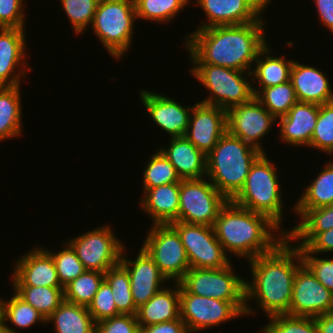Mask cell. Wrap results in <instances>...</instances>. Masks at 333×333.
I'll use <instances>...</instances> for the list:
<instances>
[{
	"label": "cell",
	"mask_w": 333,
	"mask_h": 333,
	"mask_svg": "<svg viewBox=\"0 0 333 333\" xmlns=\"http://www.w3.org/2000/svg\"><path fill=\"white\" fill-rule=\"evenodd\" d=\"M264 21L196 29L185 38L191 63H206L250 72L267 44Z\"/></svg>",
	"instance_id": "obj_1"
},
{
	"label": "cell",
	"mask_w": 333,
	"mask_h": 333,
	"mask_svg": "<svg viewBox=\"0 0 333 333\" xmlns=\"http://www.w3.org/2000/svg\"><path fill=\"white\" fill-rule=\"evenodd\" d=\"M289 242L285 237L270 253L249 260L252 282H245L246 316L255 313L248 306L252 299L268 317L289 314L295 274L303 264L300 248Z\"/></svg>",
	"instance_id": "obj_2"
},
{
	"label": "cell",
	"mask_w": 333,
	"mask_h": 333,
	"mask_svg": "<svg viewBox=\"0 0 333 333\" xmlns=\"http://www.w3.org/2000/svg\"><path fill=\"white\" fill-rule=\"evenodd\" d=\"M213 229L226 254L229 251L248 261L270 253L286 237V231L266 215L242 208L231 200L220 209Z\"/></svg>",
	"instance_id": "obj_3"
},
{
	"label": "cell",
	"mask_w": 333,
	"mask_h": 333,
	"mask_svg": "<svg viewBox=\"0 0 333 333\" xmlns=\"http://www.w3.org/2000/svg\"><path fill=\"white\" fill-rule=\"evenodd\" d=\"M263 153L227 131L206 155V177L229 201L243 188L254 162Z\"/></svg>",
	"instance_id": "obj_4"
},
{
	"label": "cell",
	"mask_w": 333,
	"mask_h": 333,
	"mask_svg": "<svg viewBox=\"0 0 333 333\" xmlns=\"http://www.w3.org/2000/svg\"><path fill=\"white\" fill-rule=\"evenodd\" d=\"M266 153L252 165L245 184L231 200L234 204L266 215L279 228L283 222V202L277 168Z\"/></svg>",
	"instance_id": "obj_5"
},
{
	"label": "cell",
	"mask_w": 333,
	"mask_h": 333,
	"mask_svg": "<svg viewBox=\"0 0 333 333\" xmlns=\"http://www.w3.org/2000/svg\"><path fill=\"white\" fill-rule=\"evenodd\" d=\"M134 0H99L91 29L114 59H120L132 44L136 21Z\"/></svg>",
	"instance_id": "obj_6"
},
{
	"label": "cell",
	"mask_w": 333,
	"mask_h": 333,
	"mask_svg": "<svg viewBox=\"0 0 333 333\" xmlns=\"http://www.w3.org/2000/svg\"><path fill=\"white\" fill-rule=\"evenodd\" d=\"M191 64L194 65L192 69H189L192 76L210 91V95L208 94L206 99L200 101L201 103L218 106L227 111L233 106L250 101L254 97V83L252 84V80L248 81L250 78L248 76L252 77L250 72L206 63Z\"/></svg>",
	"instance_id": "obj_7"
},
{
	"label": "cell",
	"mask_w": 333,
	"mask_h": 333,
	"mask_svg": "<svg viewBox=\"0 0 333 333\" xmlns=\"http://www.w3.org/2000/svg\"><path fill=\"white\" fill-rule=\"evenodd\" d=\"M206 179L180 181L178 221L214 225L220 209L228 200Z\"/></svg>",
	"instance_id": "obj_8"
},
{
	"label": "cell",
	"mask_w": 333,
	"mask_h": 333,
	"mask_svg": "<svg viewBox=\"0 0 333 333\" xmlns=\"http://www.w3.org/2000/svg\"><path fill=\"white\" fill-rule=\"evenodd\" d=\"M150 227L142 248L167 280L179 282L190 269V264L177 230L171 224H155Z\"/></svg>",
	"instance_id": "obj_9"
},
{
	"label": "cell",
	"mask_w": 333,
	"mask_h": 333,
	"mask_svg": "<svg viewBox=\"0 0 333 333\" xmlns=\"http://www.w3.org/2000/svg\"><path fill=\"white\" fill-rule=\"evenodd\" d=\"M246 302H230L193 295L180 286V318L188 333L217 327L245 315Z\"/></svg>",
	"instance_id": "obj_10"
},
{
	"label": "cell",
	"mask_w": 333,
	"mask_h": 333,
	"mask_svg": "<svg viewBox=\"0 0 333 333\" xmlns=\"http://www.w3.org/2000/svg\"><path fill=\"white\" fill-rule=\"evenodd\" d=\"M246 280L235 275L232 264L221 269L190 268L179 281L188 293L230 302H246Z\"/></svg>",
	"instance_id": "obj_11"
},
{
	"label": "cell",
	"mask_w": 333,
	"mask_h": 333,
	"mask_svg": "<svg viewBox=\"0 0 333 333\" xmlns=\"http://www.w3.org/2000/svg\"><path fill=\"white\" fill-rule=\"evenodd\" d=\"M184 245L190 268L221 269L231 264L222 244L215 236L213 226L175 221Z\"/></svg>",
	"instance_id": "obj_12"
},
{
	"label": "cell",
	"mask_w": 333,
	"mask_h": 333,
	"mask_svg": "<svg viewBox=\"0 0 333 333\" xmlns=\"http://www.w3.org/2000/svg\"><path fill=\"white\" fill-rule=\"evenodd\" d=\"M68 244L73 248L86 270L105 273L120 263L123 243L115 237L109 225L89 230Z\"/></svg>",
	"instance_id": "obj_13"
},
{
	"label": "cell",
	"mask_w": 333,
	"mask_h": 333,
	"mask_svg": "<svg viewBox=\"0 0 333 333\" xmlns=\"http://www.w3.org/2000/svg\"><path fill=\"white\" fill-rule=\"evenodd\" d=\"M277 120L254 96L250 101L227 110V132L265 153L259 141Z\"/></svg>",
	"instance_id": "obj_14"
},
{
	"label": "cell",
	"mask_w": 333,
	"mask_h": 333,
	"mask_svg": "<svg viewBox=\"0 0 333 333\" xmlns=\"http://www.w3.org/2000/svg\"><path fill=\"white\" fill-rule=\"evenodd\" d=\"M333 312V293L303 263L295 274L289 315L317 317Z\"/></svg>",
	"instance_id": "obj_15"
},
{
	"label": "cell",
	"mask_w": 333,
	"mask_h": 333,
	"mask_svg": "<svg viewBox=\"0 0 333 333\" xmlns=\"http://www.w3.org/2000/svg\"><path fill=\"white\" fill-rule=\"evenodd\" d=\"M209 21L202 22L198 29L242 25L255 21H264L261 17L271 0H195Z\"/></svg>",
	"instance_id": "obj_16"
},
{
	"label": "cell",
	"mask_w": 333,
	"mask_h": 333,
	"mask_svg": "<svg viewBox=\"0 0 333 333\" xmlns=\"http://www.w3.org/2000/svg\"><path fill=\"white\" fill-rule=\"evenodd\" d=\"M227 111L196 102L190 114L185 137L205 155L217 145L227 131Z\"/></svg>",
	"instance_id": "obj_17"
},
{
	"label": "cell",
	"mask_w": 333,
	"mask_h": 333,
	"mask_svg": "<svg viewBox=\"0 0 333 333\" xmlns=\"http://www.w3.org/2000/svg\"><path fill=\"white\" fill-rule=\"evenodd\" d=\"M140 98L149 116L161 130H165L171 138L186 135L189 118L193 106L181 105L180 102L166 95L140 90Z\"/></svg>",
	"instance_id": "obj_18"
},
{
	"label": "cell",
	"mask_w": 333,
	"mask_h": 333,
	"mask_svg": "<svg viewBox=\"0 0 333 333\" xmlns=\"http://www.w3.org/2000/svg\"><path fill=\"white\" fill-rule=\"evenodd\" d=\"M125 251L126 248H123L120 263L128 271L131 293L134 304L138 308L160 291L162 284L168 280L143 248L134 260L127 259L124 255Z\"/></svg>",
	"instance_id": "obj_19"
},
{
	"label": "cell",
	"mask_w": 333,
	"mask_h": 333,
	"mask_svg": "<svg viewBox=\"0 0 333 333\" xmlns=\"http://www.w3.org/2000/svg\"><path fill=\"white\" fill-rule=\"evenodd\" d=\"M15 262L13 286L62 287L54 260L45 248L35 247Z\"/></svg>",
	"instance_id": "obj_20"
},
{
	"label": "cell",
	"mask_w": 333,
	"mask_h": 333,
	"mask_svg": "<svg viewBox=\"0 0 333 333\" xmlns=\"http://www.w3.org/2000/svg\"><path fill=\"white\" fill-rule=\"evenodd\" d=\"M25 39V29L0 28V87L21 85V77L32 70L26 64Z\"/></svg>",
	"instance_id": "obj_21"
},
{
	"label": "cell",
	"mask_w": 333,
	"mask_h": 333,
	"mask_svg": "<svg viewBox=\"0 0 333 333\" xmlns=\"http://www.w3.org/2000/svg\"><path fill=\"white\" fill-rule=\"evenodd\" d=\"M319 113V105L297 101L288 113L277 119L279 138L291 146H310Z\"/></svg>",
	"instance_id": "obj_22"
},
{
	"label": "cell",
	"mask_w": 333,
	"mask_h": 333,
	"mask_svg": "<svg viewBox=\"0 0 333 333\" xmlns=\"http://www.w3.org/2000/svg\"><path fill=\"white\" fill-rule=\"evenodd\" d=\"M319 69L294 60L290 81L300 102L322 105L333 102L329 79Z\"/></svg>",
	"instance_id": "obj_23"
},
{
	"label": "cell",
	"mask_w": 333,
	"mask_h": 333,
	"mask_svg": "<svg viewBox=\"0 0 333 333\" xmlns=\"http://www.w3.org/2000/svg\"><path fill=\"white\" fill-rule=\"evenodd\" d=\"M168 148H159L174 166L181 180L206 177V155L185 136L174 137Z\"/></svg>",
	"instance_id": "obj_24"
},
{
	"label": "cell",
	"mask_w": 333,
	"mask_h": 333,
	"mask_svg": "<svg viewBox=\"0 0 333 333\" xmlns=\"http://www.w3.org/2000/svg\"><path fill=\"white\" fill-rule=\"evenodd\" d=\"M144 191L141 209L149 213L155 224H171L178 221L180 183L160 185Z\"/></svg>",
	"instance_id": "obj_25"
},
{
	"label": "cell",
	"mask_w": 333,
	"mask_h": 333,
	"mask_svg": "<svg viewBox=\"0 0 333 333\" xmlns=\"http://www.w3.org/2000/svg\"><path fill=\"white\" fill-rule=\"evenodd\" d=\"M176 288L164 287L146 303L137 308L136 318L140 327H147L180 318V284Z\"/></svg>",
	"instance_id": "obj_26"
},
{
	"label": "cell",
	"mask_w": 333,
	"mask_h": 333,
	"mask_svg": "<svg viewBox=\"0 0 333 333\" xmlns=\"http://www.w3.org/2000/svg\"><path fill=\"white\" fill-rule=\"evenodd\" d=\"M271 47L266 44L258 53L252 68L251 80L257 81L258 88H253L256 96L263 88L279 85L290 81V73L294 60H286L283 56L273 57ZM265 55V56H264Z\"/></svg>",
	"instance_id": "obj_27"
},
{
	"label": "cell",
	"mask_w": 333,
	"mask_h": 333,
	"mask_svg": "<svg viewBox=\"0 0 333 333\" xmlns=\"http://www.w3.org/2000/svg\"><path fill=\"white\" fill-rule=\"evenodd\" d=\"M56 333H95L96 323L88 308L64 300L46 319Z\"/></svg>",
	"instance_id": "obj_28"
},
{
	"label": "cell",
	"mask_w": 333,
	"mask_h": 333,
	"mask_svg": "<svg viewBox=\"0 0 333 333\" xmlns=\"http://www.w3.org/2000/svg\"><path fill=\"white\" fill-rule=\"evenodd\" d=\"M328 162L315 179L306 187L293 211L300 217L306 210L333 204V160Z\"/></svg>",
	"instance_id": "obj_29"
},
{
	"label": "cell",
	"mask_w": 333,
	"mask_h": 333,
	"mask_svg": "<svg viewBox=\"0 0 333 333\" xmlns=\"http://www.w3.org/2000/svg\"><path fill=\"white\" fill-rule=\"evenodd\" d=\"M21 86L0 87V141L22 134Z\"/></svg>",
	"instance_id": "obj_30"
},
{
	"label": "cell",
	"mask_w": 333,
	"mask_h": 333,
	"mask_svg": "<svg viewBox=\"0 0 333 333\" xmlns=\"http://www.w3.org/2000/svg\"><path fill=\"white\" fill-rule=\"evenodd\" d=\"M301 221L292 230L286 231L290 242L300 240L297 247H305L319 232L333 228V204L306 210Z\"/></svg>",
	"instance_id": "obj_31"
},
{
	"label": "cell",
	"mask_w": 333,
	"mask_h": 333,
	"mask_svg": "<svg viewBox=\"0 0 333 333\" xmlns=\"http://www.w3.org/2000/svg\"><path fill=\"white\" fill-rule=\"evenodd\" d=\"M13 289L22 299L34 307L45 320L64 301L63 287L13 286Z\"/></svg>",
	"instance_id": "obj_32"
},
{
	"label": "cell",
	"mask_w": 333,
	"mask_h": 333,
	"mask_svg": "<svg viewBox=\"0 0 333 333\" xmlns=\"http://www.w3.org/2000/svg\"><path fill=\"white\" fill-rule=\"evenodd\" d=\"M104 280L111 287L117 311L120 314L136 315L137 307L131 293L127 269L119 263L104 273Z\"/></svg>",
	"instance_id": "obj_33"
},
{
	"label": "cell",
	"mask_w": 333,
	"mask_h": 333,
	"mask_svg": "<svg viewBox=\"0 0 333 333\" xmlns=\"http://www.w3.org/2000/svg\"><path fill=\"white\" fill-rule=\"evenodd\" d=\"M14 296L7 300L0 298V317L3 323L10 321L12 325L18 328H29L36 325L37 322L46 323L45 318L15 291Z\"/></svg>",
	"instance_id": "obj_34"
},
{
	"label": "cell",
	"mask_w": 333,
	"mask_h": 333,
	"mask_svg": "<svg viewBox=\"0 0 333 333\" xmlns=\"http://www.w3.org/2000/svg\"><path fill=\"white\" fill-rule=\"evenodd\" d=\"M137 19L169 23L190 0H134Z\"/></svg>",
	"instance_id": "obj_35"
},
{
	"label": "cell",
	"mask_w": 333,
	"mask_h": 333,
	"mask_svg": "<svg viewBox=\"0 0 333 333\" xmlns=\"http://www.w3.org/2000/svg\"><path fill=\"white\" fill-rule=\"evenodd\" d=\"M103 280L104 273L86 270L64 287V300L88 308Z\"/></svg>",
	"instance_id": "obj_36"
},
{
	"label": "cell",
	"mask_w": 333,
	"mask_h": 333,
	"mask_svg": "<svg viewBox=\"0 0 333 333\" xmlns=\"http://www.w3.org/2000/svg\"><path fill=\"white\" fill-rule=\"evenodd\" d=\"M255 97L276 118L286 115L298 101L291 81L263 88Z\"/></svg>",
	"instance_id": "obj_37"
},
{
	"label": "cell",
	"mask_w": 333,
	"mask_h": 333,
	"mask_svg": "<svg viewBox=\"0 0 333 333\" xmlns=\"http://www.w3.org/2000/svg\"><path fill=\"white\" fill-rule=\"evenodd\" d=\"M181 179L177 175L174 166L160 151L151 155V159L146 163L143 172V189L155 188L164 184L180 183Z\"/></svg>",
	"instance_id": "obj_38"
},
{
	"label": "cell",
	"mask_w": 333,
	"mask_h": 333,
	"mask_svg": "<svg viewBox=\"0 0 333 333\" xmlns=\"http://www.w3.org/2000/svg\"><path fill=\"white\" fill-rule=\"evenodd\" d=\"M333 154V102L319 105V113L309 148Z\"/></svg>",
	"instance_id": "obj_39"
},
{
	"label": "cell",
	"mask_w": 333,
	"mask_h": 333,
	"mask_svg": "<svg viewBox=\"0 0 333 333\" xmlns=\"http://www.w3.org/2000/svg\"><path fill=\"white\" fill-rule=\"evenodd\" d=\"M268 318L270 321L261 329V333H318L312 317L280 314Z\"/></svg>",
	"instance_id": "obj_40"
},
{
	"label": "cell",
	"mask_w": 333,
	"mask_h": 333,
	"mask_svg": "<svg viewBox=\"0 0 333 333\" xmlns=\"http://www.w3.org/2000/svg\"><path fill=\"white\" fill-rule=\"evenodd\" d=\"M63 246H65L64 249L58 252L53 253L49 249L46 251L54 260L60 284L64 288L67 284L84 273L86 269L73 248L67 242L64 243Z\"/></svg>",
	"instance_id": "obj_41"
},
{
	"label": "cell",
	"mask_w": 333,
	"mask_h": 333,
	"mask_svg": "<svg viewBox=\"0 0 333 333\" xmlns=\"http://www.w3.org/2000/svg\"><path fill=\"white\" fill-rule=\"evenodd\" d=\"M76 34L92 24L99 0H60Z\"/></svg>",
	"instance_id": "obj_42"
},
{
	"label": "cell",
	"mask_w": 333,
	"mask_h": 333,
	"mask_svg": "<svg viewBox=\"0 0 333 333\" xmlns=\"http://www.w3.org/2000/svg\"><path fill=\"white\" fill-rule=\"evenodd\" d=\"M88 311L95 323L120 315L114 302L111 287L105 280L100 284L93 301L88 306Z\"/></svg>",
	"instance_id": "obj_43"
},
{
	"label": "cell",
	"mask_w": 333,
	"mask_h": 333,
	"mask_svg": "<svg viewBox=\"0 0 333 333\" xmlns=\"http://www.w3.org/2000/svg\"><path fill=\"white\" fill-rule=\"evenodd\" d=\"M303 263L315 275L317 280L333 293V258L325 259L310 253L305 247H299Z\"/></svg>",
	"instance_id": "obj_44"
},
{
	"label": "cell",
	"mask_w": 333,
	"mask_h": 333,
	"mask_svg": "<svg viewBox=\"0 0 333 333\" xmlns=\"http://www.w3.org/2000/svg\"><path fill=\"white\" fill-rule=\"evenodd\" d=\"M24 4L23 0H0V28L25 29Z\"/></svg>",
	"instance_id": "obj_45"
},
{
	"label": "cell",
	"mask_w": 333,
	"mask_h": 333,
	"mask_svg": "<svg viewBox=\"0 0 333 333\" xmlns=\"http://www.w3.org/2000/svg\"><path fill=\"white\" fill-rule=\"evenodd\" d=\"M136 315L120 314L96 323L95 333H139Z\"/></svg>",
	"instance_id": "obj_46"
},
{
	"label": "cell",
	"mask_w": 333,
	"mask_h": 333,
	"mask_svg": "<svg viewBox=\"0 0 333 333\" xmlns=\"http://www.w3.org/2000/svg\"><path fill=\"white\" fill-rule=\"evenodd\" d=\"M305 248L310 253H316V255L333 252V228L325 232H319Z\"/></svg>",
	"instance_id": "obj_47"
},
{
	"label": "cell",
	"mask_w": 333,
	"mask_h": 333,
	"mask_svg": "<svg viewBox=\"0 0 333 333\" xmlns=\"http://www.w3.org/2000/svg\"><path fill=\"white\" fill-rule=\"evenodd\" d=\"M139 333H188L184 321L179 318L173 321L140 327Z\"/></svg>",
	"instance_id": "obj_48"
},
{
	"label": "cell",
	"mask_w": 333,
	"mask_h": 333,
	"mask_svg": "<svg viewBox=\"0 0 333 333\" xmlns=\"http://www.w3.org/2000/svg\"><path fill=\"white\" fill-rule=\"evenodd\" d=\"M319 20L333 33V0H314Z\"/></svg>",
	"instance_id": "obj_49"
},
{
	"label": "cell",
	"mask_w": 333,
	"mask_h": 333,
	"mask_svg": "<svg viewBox=\"0 0 333 333\" xmlns=\"http://www.w3.org/2000/svg\"><path fill=\"white\" fill-rule=\"evenodd\" d=\"M318 333H333V312L314 317Z\"/></svg>",
	"instance_id": "obj_50"
},
{
	"label": "cell",
	"mask_w": 333,
	"mask_h": 333,
	"mask_svg": "<svg viewBox=\"0 0 333 333\" xmlns=\"http://www.w3.org/2000/svg\"><path fill=\"white\" fill-rule=\"evenodd\" d=\"M0 333H19V332L7 326V324H4L3 320L0 317Z\"/></svg>",
	"instance_id": "obj_51"
}]
</instances>
